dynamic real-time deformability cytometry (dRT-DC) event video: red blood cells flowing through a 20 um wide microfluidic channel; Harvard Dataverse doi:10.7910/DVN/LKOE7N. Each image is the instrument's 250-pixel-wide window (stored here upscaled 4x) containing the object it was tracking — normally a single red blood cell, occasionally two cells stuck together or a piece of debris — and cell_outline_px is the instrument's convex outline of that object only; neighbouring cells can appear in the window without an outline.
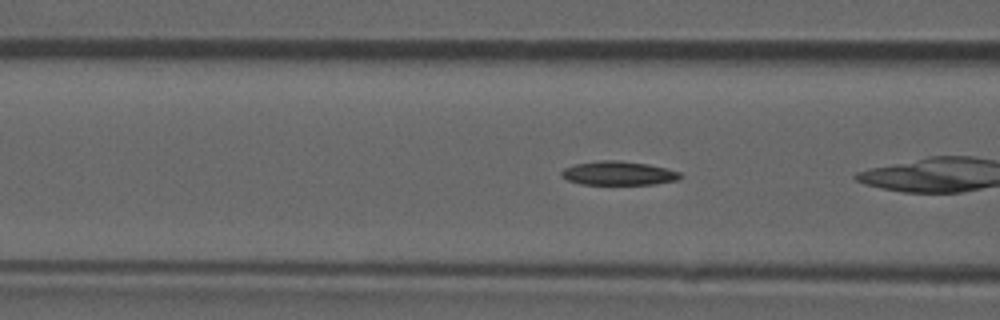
{"species": "common noctule bat (a hibernating species)", "species_latin": "Nyctalus noctula", "temperature_condition": "room temperature", "stored_images_in_passage": 29, "camera_frame_rate_fps": 3000, "um_per_image_px": 0.085, "animal": {"sex": "male", "forearm_length_mm": 52.5}, "frame": {"image": 1, "passage_image": 17, "time_ms": 5.333, "image_size_px": [1000, 320], "cell_outline_px": [[684, 176], [676, 180], [656, 184], [580, 184], [568, 180], [560, 176], [560, 172], [564, 168], [576, 164], [600, 160], [620, 160], [648, 164], [668, 168], [680, 172]], "centroid_in_image_um": [52.59, 14.72], "position_along_channel_um": 114.0, "area_um2": 16.65}}